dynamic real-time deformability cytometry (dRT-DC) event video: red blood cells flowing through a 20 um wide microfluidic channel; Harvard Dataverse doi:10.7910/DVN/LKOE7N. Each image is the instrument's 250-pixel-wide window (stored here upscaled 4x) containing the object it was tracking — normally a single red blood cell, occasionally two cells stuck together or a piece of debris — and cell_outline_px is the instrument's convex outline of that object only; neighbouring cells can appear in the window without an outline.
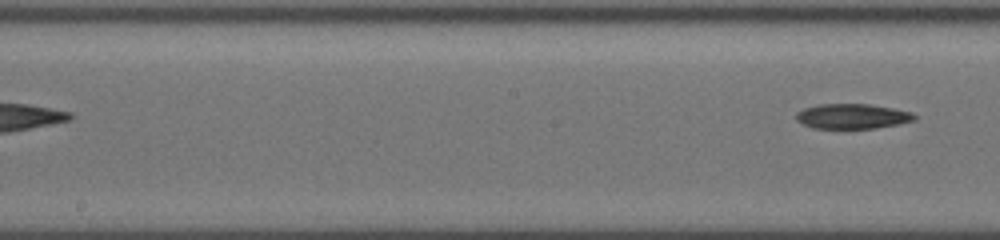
{"species": "common noctule bat (a hibernating species)", "species_latin": "Nyctalus noctula", "temperature_condition": "cold", "stored_images_in_passage": 12, "segment_of_instrument_passage": [2, 2], "camera_frame_rate_fps": 3000, "um_per_image_px": 0.085, "animal": {"sex": "female", "body_mass_g": 19.5, "forearm_length_mm": 54.1}, "frame": {"image": 1, "passage_image": 12, "time_ms": 5.0, "image_size_px": [1000, 240], "cell_outline_px": [[916, 120], [896, 124], [872, 128], [812, 128], [796, 120], [796, 112], [804, 108], [820, 104], [872, 104], [912, 112], [916, 116]], "centroid_in_image_um": [72.43, 9.87], "position_along_channel_um": 175.8, "area_um2": 17.11}}